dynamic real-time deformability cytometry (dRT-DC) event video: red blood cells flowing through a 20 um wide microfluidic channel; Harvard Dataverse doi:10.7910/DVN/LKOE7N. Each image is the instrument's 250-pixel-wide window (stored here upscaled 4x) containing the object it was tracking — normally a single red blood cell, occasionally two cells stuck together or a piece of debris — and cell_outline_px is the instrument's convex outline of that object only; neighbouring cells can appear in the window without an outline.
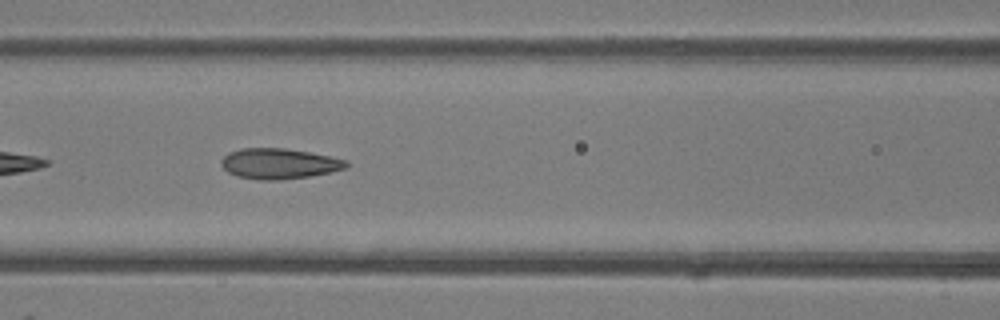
{"species": "common noctule bat (a hibernating species)", "species_latin": "Nyctalus noctula", "temperature_condition": "room temperature", "stored_images_in_passage": 21, "camera_frame_rate_fps": 3000, "um_per_image_px": 0.085, "animal": {"sex": "female"}, "frame": {"image": 1, "passage_image": 7, "time_ms": 2.0, "image_size_px": [1000, 320], "cell_outline_px": [[348, 168], [308, 176], [280, 180], [260, 180], [236, 176], [228, 172], [220, 164], [220, 160], [228, 152], [240, 148], [284, 148], [308, 152], [348, 160]], "centroid_in_image_um": [23.68, 13.9], "position_along_channel_um": 142.9, "area_um2": 22.2}}
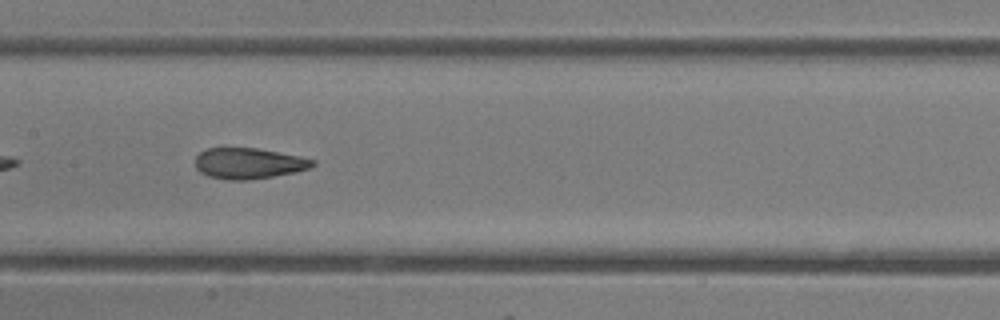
{"frame": {"image": 2, "passage_image": 10, "time_ms": 3.0, "image_size_px": [1000, 320], "cell_outline_px": [[316, 164], [312, 168], [296, 172], [248, 180], [228, 180], [208, 176], [200, 172], [196, 168], [196, 156], [200, 152], [208, 148], [256, 148], [300, 156], [316, 160]], "centroid_in_image_um": [21.17, 13.89], "position_along_channel_um": 186.2, "area_um2": 21.15}}
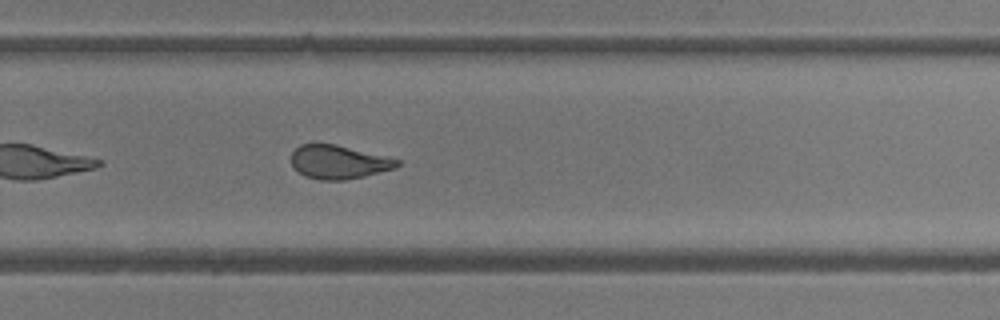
{"frame": {"image": 3, "passage_image": 18, "time_ms": 5.667, "image_size_px": [1000, 320], "cell_outline_px": [[400, 164], [396, 168], [364, 176], [344, 180], [320, 180], [304, 176], [292, 164], [292, 152], [300, 144], [336, 144], [400, 160]], "centroid_in_image_um": [28.79, 13.78], "position_along_channel_um": 301.0, "area_um2": 20.52}}